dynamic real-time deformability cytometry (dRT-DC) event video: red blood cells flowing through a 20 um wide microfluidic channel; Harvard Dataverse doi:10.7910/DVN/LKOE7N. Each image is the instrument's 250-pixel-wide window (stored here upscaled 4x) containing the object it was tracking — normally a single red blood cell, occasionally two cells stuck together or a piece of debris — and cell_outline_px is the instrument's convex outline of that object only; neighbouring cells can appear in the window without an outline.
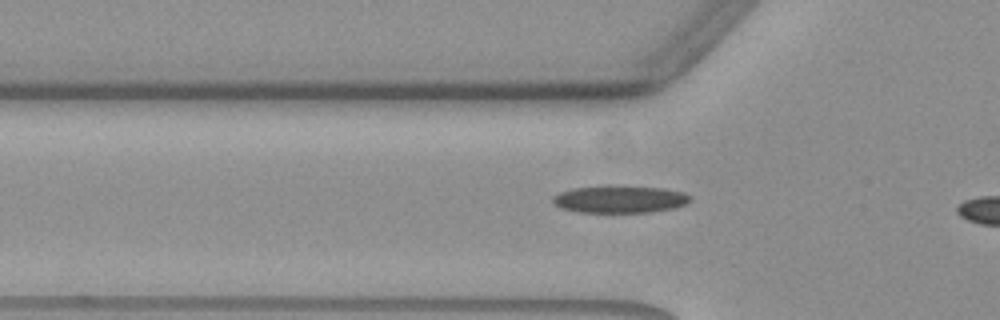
{"species": "common noctule bat (a hibernating species)", "species_latin": "Nyctalus noctula", "temperature_condition": "warm", "stored_images_in_passage": 16, "camera_frame_rate_fps": 3000, "um_per_image_px": 0.085, "animal": {"sex": "female", "body_mass_g": 19.3, "forearm_length_mm": 54.1}, "frame": {"image": 1, "passage_image": 14, "time_ms": 4.333, "image_size_px": [1000, 320], "cell_outline_px": [[692, 200], [688, 204], [676, 208], [652, 212], [576, 212], [560, 208], [552, 204], [552, 196], [556, 192], [572, 188], [604, 184], [620, 184], [664, 188], [684, 192], [692, 196]], "centroid_in_image_um": [52.67, 16.9], "position_along_channel_um": 73.1, "area_um2": 23.06}}